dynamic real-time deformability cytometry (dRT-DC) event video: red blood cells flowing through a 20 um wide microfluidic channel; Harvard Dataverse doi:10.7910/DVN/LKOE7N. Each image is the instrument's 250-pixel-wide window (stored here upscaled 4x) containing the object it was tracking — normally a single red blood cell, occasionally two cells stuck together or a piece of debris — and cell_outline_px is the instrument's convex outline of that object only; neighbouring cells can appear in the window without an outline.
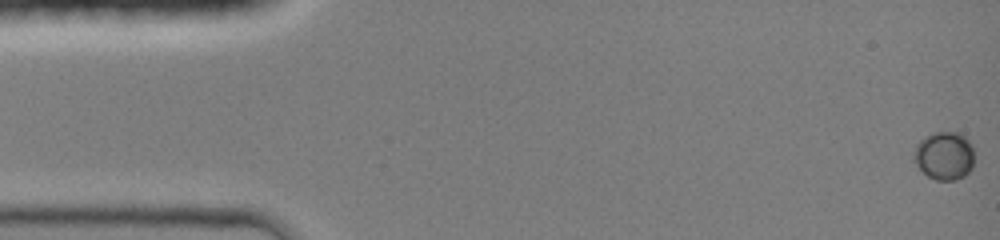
{"species": "common noctule bat (a hibernating species)", "species_latin": "Nyctalus noctula", "temperature_condition": "room temperature", "stored_images_in_passage": 45, "camera_frame_rate_fps": 3000, "um_per_image_px": 0.085, "animal": {"sex": "female", "body_mass_g": 19.0, "forearm_length_mm": 51.5}, "frame": {"image": 1, "passage_image": 1, "time_ms": 0.0, "image_size_px": [1000, 240], "cell_outline_px": [[972, 168], [964, 176], [956, 180], [936, 180], [928, 176], [916, 164], [912, 152], [916, 144], [924, 136], [932, 132], [956, 132], [964, 136], [968, 140], [972, 148]], "centroid_in_image_um": [80.23, 13.23], "position_along_channel_um": 4.8, "area_um2": 16.94}}
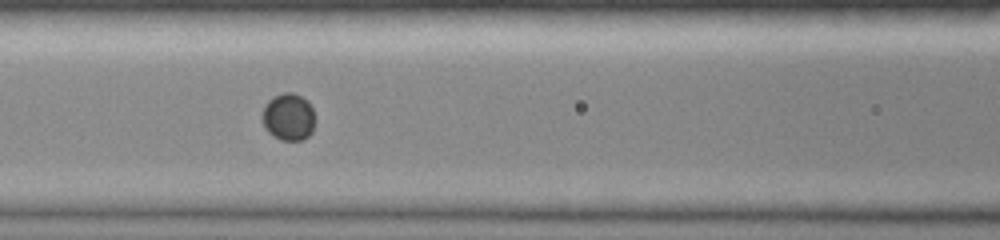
{"frame": {"image": 2, "passage_image": 20, "time_ms": 6.333, "image_size_px": [1000, 240], "cell_outline_px": [[316, 120], [312, 132], [308, 136], [300, 140], [280, 140], [272, 136], [264, 128], [260, 116], [264, 104], [268, 100], [284, 92], [292, 92], [308, 100], [312, 108]], "centroid_in_image_um": [24.5, 9.94], "position_along_channel_um": 142.1, "area_um2": 14.91}}
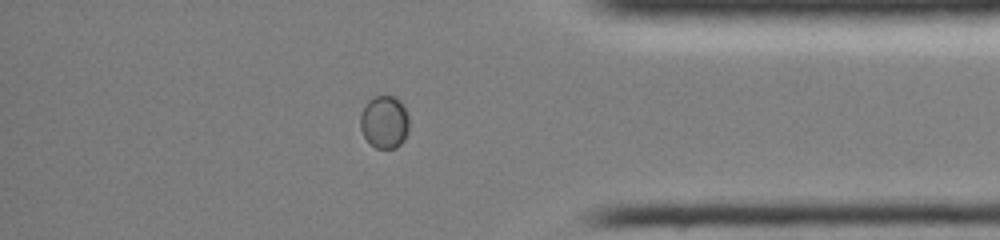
{"frame": {"image": 3, "passage_image": 39, "time_ms": 12.667, "image_size_px": [1000, 240], "cell_outline_px": [[408, 132], [404, 140], [396, 148], [376, 148], [364, 136], [360, 128], [360, 116], [368, 100], [372, 96], [384, 92], [396, 96], [404, 104], [408, 116]], "centroid_in_image_um": [32.69, 10.29], "position_along_channel_um": 402.5, "area_um2": 15.43}, "authors_computed_cell_mechanics": {"area_um2": 14.6812, "velocity_mm_per_s": 4.2472, "shape_relaxation_time_tau1_ms": 1.1207, "shape_relaxation_time_tau2_ms": null, "deformation_change_tau1": 0.0079, "deformation_change_tau2": null}}